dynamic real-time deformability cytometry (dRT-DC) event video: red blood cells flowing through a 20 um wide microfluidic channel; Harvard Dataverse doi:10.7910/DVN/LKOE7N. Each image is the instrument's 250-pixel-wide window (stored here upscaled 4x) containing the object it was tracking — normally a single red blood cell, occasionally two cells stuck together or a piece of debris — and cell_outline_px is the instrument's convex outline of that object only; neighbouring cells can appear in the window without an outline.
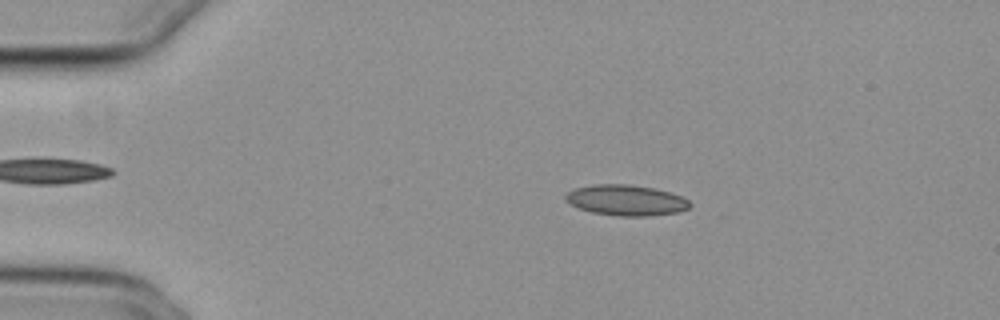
{"species": "common noctule bat (a hibernating species)", "species_latin": "Nyctalus noctula", "temperature_condition": "cold", "stored_images_in_passage": 53, "camera_frame_rate_fps": 3000, "um_per_image_px": 0.085, "animal": {"sex": "female", "body_mass_g": 29.2, "forearm_length_mm": 56.3}, "frame": {"image": 1, "passage_image": 10, "time_ms": 3.0, "image_size_px": [1000, 320], "cell_outline_px": [[692, 204], [688, 208], [680, 212], [652, 216], [616, 216], [592, 212], [580, 208], [564, 200], [564, 196], [572, 188], [596, 184], [628, 184], [656, 188], [680, 196], [688, 200]], "centroid_in_image_um": [53.22, 17.02], "position_along_channel_um": 31.8, "area_um2": 22.37}}
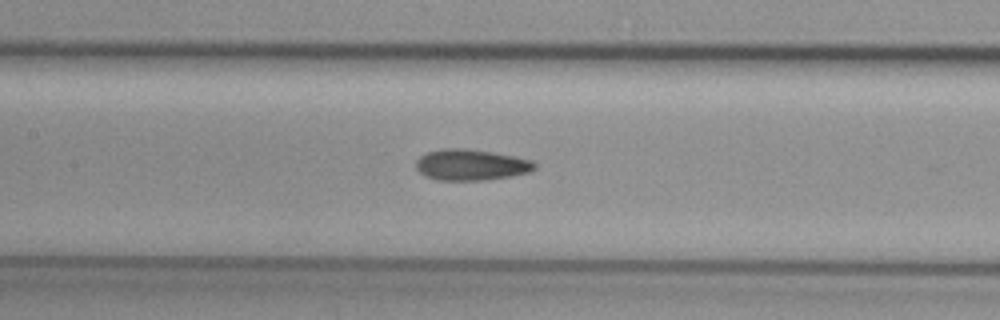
{"frame": {"image": 2, "passage_image": 25, "time_ms": 8.0, "image_size_px": [1000, 320], "cell_outline_px": [[536, 168], [528, 172], [508, 176], [484, 180], [436, 180], [424, 176], [416, 168], [416, 160], [420, 156], [428, 152], [440, 148], [464, 148], [492, 152], [532, 160], [536, 164]], "centroid_in_image_um": [39.99, 14.0], "position_along_channel_um": 167.4, "area_um2": 21.39}}
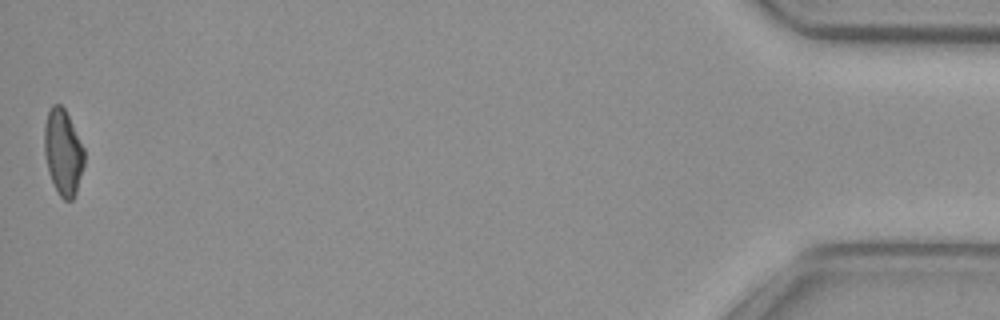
{"frame": {"image": 3, "passage_image": 53, "time_ms": 17.333, "image_size_px": [1000, 320], "cell_outline_px": [[84, 164], [76, 192], [72, 200], [64, 200], [60, 196], [48, 172], [44, 152], [44, 124], [48, 112], [52, 104], [60, 104], [64, 108], [84, 148]], "centroid_in_image_um": [5.35, 12.93], "position_along_channel_um": 429.9, "area_um2": 19.77}, "authors_computed_cell_mechanics": {"area_um2": 20.9236, "velocity_mm_per_s": 3.8454, "shape_relaxation_time_tau1_ms": null, "shape_relaxation_time_tau2_ms": 2.7849, "deformation_change_tau1": null, "deformation_change_tau2": 0.1036}}